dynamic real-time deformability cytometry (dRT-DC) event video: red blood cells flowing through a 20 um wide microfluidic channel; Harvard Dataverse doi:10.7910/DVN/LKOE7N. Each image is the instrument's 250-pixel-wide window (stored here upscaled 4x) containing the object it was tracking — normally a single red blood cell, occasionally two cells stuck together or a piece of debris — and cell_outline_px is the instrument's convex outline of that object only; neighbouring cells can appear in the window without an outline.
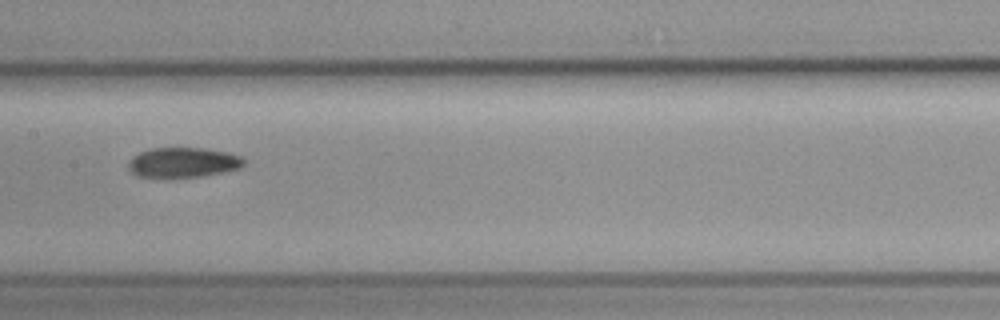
{"species": "common noctule bat (a hibernating species)", "species_latin": "Nyctalus noctula", "temperature_condition": "cold", "stored_images_in_passage": 12, "camera_frame_rate_fps": 3000, "um_per_image_px": 0.085, "animal": {"sex": "female", "body_mass_g": 19.3, "forearm_length_mm": 54.1}, "frame": {"image": 1, "passage_image": 4, "time_ms": 4.667, "image_size_px": [1000, 320], "cell_outline_px": [[244, 164], [240, 168], [200, 176], [140, 176], [132, 172], [128, 168], [128, 160], [132, 156], [140, 152], [152, 148], [208, 148], [228, 152], [240, 156], [244, 160]], "centroid_in_image_um": [15.56, 13.78], "position_along_channel_um": 191.8, "area_um2": 19.83}}
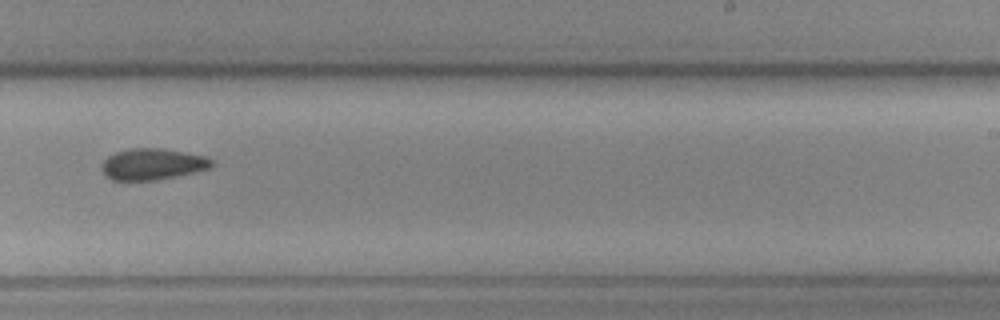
{"frame": {"image": 2, "passage_image": 6, "time_ms": 7.0, "image_size_px": [1000, 320], "cell_outline_px": [[212, 164], [208, 168], [192, 172], [152, 180], [112, 180], [100, 168], [100, 164], [108, 156], [116, 152], [132, 148], [160, 148], [184, 152], [204, 156], [212, 160]], "centroid_in_image_um": [12.9, 13.94], "position_along_channel_um": 276.1, "area_um2": 19.59}}
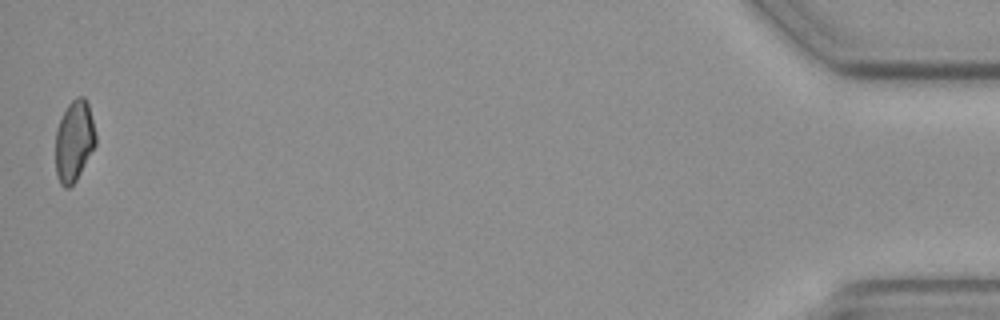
{"frame": {"image": 3, "passage_image": 12, "time_ms": 14.0, "image_size_px": [1000, 320], "cell_outline_px": [[96, 144], [76, 180], [68, 188], [64, 188], [60, 184], [56, 176], [56, 128], [68, 104], [76, 96], [84, 96], [88, 104], [96, 136]], "centroid_in_image_um": [6.29, 11.99], "position_along_channel_um": 428.9, "area_um2": 18.84}, "authors_computed_cell_mechanics": {"area_um2": 19.2185, "velocity_mm_per_s": 3.6162, "shape_relaxation_time_tau1_ms": 4.3208, "shape_relaxation_time_tau2_ms": null, "deformation_change_tau1": 0.2046, "deformation_change_tau2": null}}